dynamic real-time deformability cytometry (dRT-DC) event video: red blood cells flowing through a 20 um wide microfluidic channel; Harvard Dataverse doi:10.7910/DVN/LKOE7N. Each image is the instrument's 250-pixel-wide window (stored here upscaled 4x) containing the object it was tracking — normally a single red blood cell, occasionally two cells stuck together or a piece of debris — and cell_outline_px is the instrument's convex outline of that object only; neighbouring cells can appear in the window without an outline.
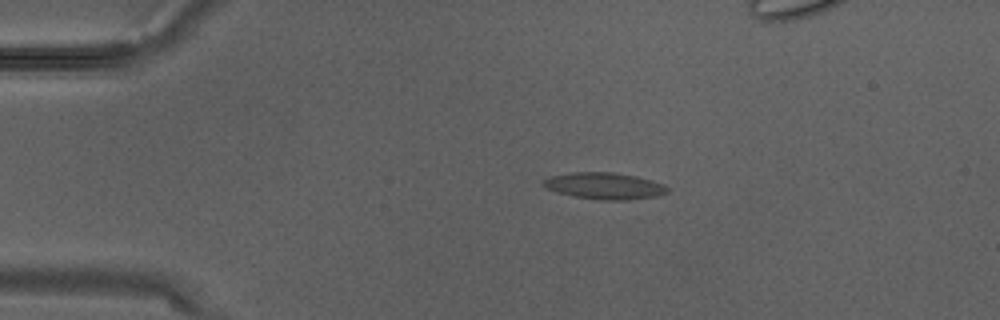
{"species": "Egyptian fruit bat (a non-hibernating species)", "species_latin": "Rousettus aegyptiacus", "temperature_condition": "warm", "stored_images_in_passage": 4, "camera_frame_rate_fps": 3000, "um_per_image_px": 0.085, "animal": {"sex": "male"}, "frame": {"image": 1, "passage_image": 2, "time_ms": 0.333, "image_size_px": [1000, 320], "cell_outline_px": [[668, 192], [656, 196], [628, 200], [596, 200], [576, 196], [560, 192], [548, 188], [544, 184], [544, 180], [552, 176], [572, 172], [612, 172], [636, 176], [664, 184], [668, 188]], "centroid_in_image_um": [51.44, 15.8], "position_along_channel_um": 33.6, "area_um2": 18.9}}